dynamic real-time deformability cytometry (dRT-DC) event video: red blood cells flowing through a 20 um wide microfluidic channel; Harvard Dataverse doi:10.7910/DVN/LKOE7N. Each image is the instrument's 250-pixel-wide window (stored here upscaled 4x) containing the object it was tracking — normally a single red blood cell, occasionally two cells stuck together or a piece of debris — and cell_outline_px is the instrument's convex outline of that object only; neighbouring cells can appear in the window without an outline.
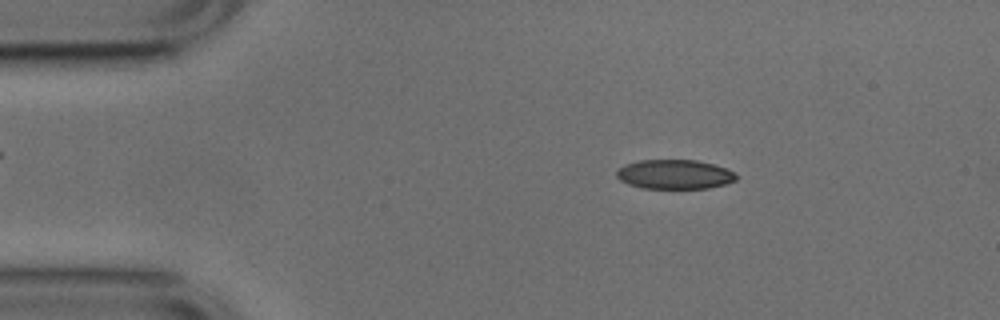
{"species": "common noctule bat (a hibernating species)", "species_latin": "Nyctalus noctula", "temperature_condition": "cold", "stored_images_in_passage": 27, "camera_frame_rate_fps": 3000, "um_per_image_px": 0.085, "animal": {"sex": "male", "body_mass_g": 17.9, "forearm_length_mm": 54.2}, "frame": {"image": 1, "passage_image": 8, "time_ms": 2.333, "image_size_px": [1000, 320], "cell_outline_px": [[736, 180], [724, 184], [708, 188], [644, 188], [628, 184], [620, 180], [616, 176], [616, 172], [624, 164], [640, 160], [696, 160], [712, 164], [736, 172]], "centroid_in_image_um": [57.32, 14.81], "position_along_channel_um": 27.7, "area_um2": 20.35}}
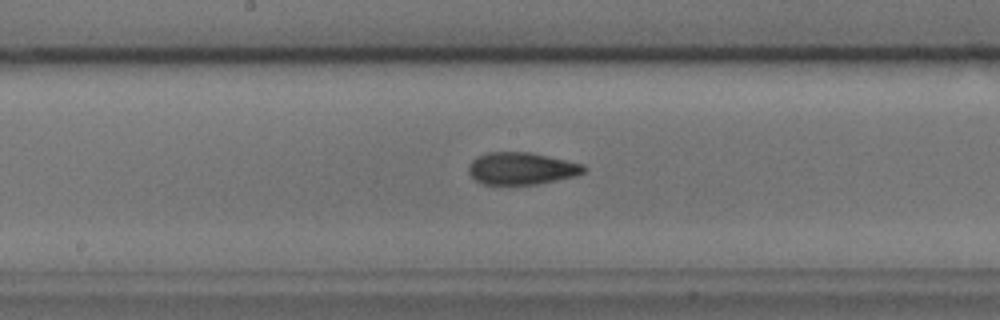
{"frame": {"image": 2, "passage_image": 26, "time_ms": 8.333, "image_size_px": [1000, 320], "cell_outline_px": [[588, 168], [584, 172], [576, 176], [536, 184], [508, 188], [484, 184], [476, 180], [468, 172], [468, 164], [476, 156], [488, 152], [528, 152], [548, 156], [584, 164]], "centroid_in_image_um": [44.29, 14.36], "position_along_channel_um": 203.9, "area_um2": 22.37}}